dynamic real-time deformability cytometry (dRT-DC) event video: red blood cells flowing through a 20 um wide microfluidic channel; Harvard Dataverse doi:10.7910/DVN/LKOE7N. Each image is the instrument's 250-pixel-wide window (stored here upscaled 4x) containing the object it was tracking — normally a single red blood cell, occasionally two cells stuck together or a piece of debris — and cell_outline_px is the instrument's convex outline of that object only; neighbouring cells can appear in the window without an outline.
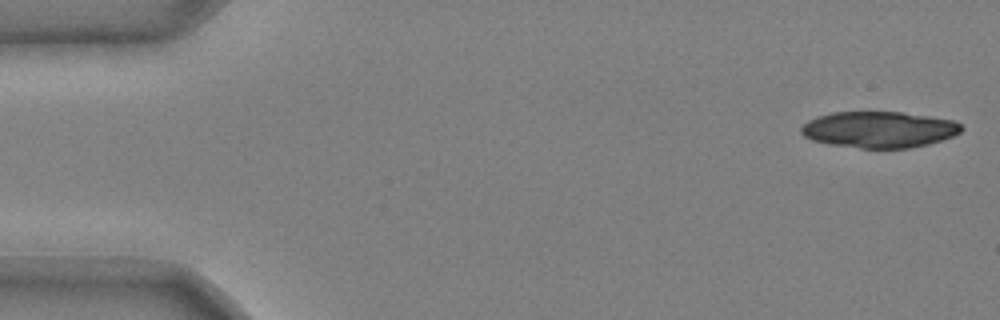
{"species": "common noctule bat (a hibernating species)", "species_latin": "Nyctalus noctula", "temperature_condition": "cold", "stored_images_in_passage": 49, "camera_frame_rate_fps": 3000, "um_per_image_px": 0.085, "animal": {"sex": "male", "body_mass_g": 20.4}, "frame": {"image": 1, "passage_image": 1, "time_ms": 0.0, "image_size_px": [1000, 320], "cell_outline_px": [[964, 128], [960, 132], [952, 136], [928, 144], [908, 148], [860, 148], [828, 144], [812, 140], [804, 136], [800, 132], [800, 128], [808, 120], [832, 112], [900, 112], [956, 120]], "centroid_in_image_um": [74.72, 11.01], "position_along_channel_um": 10.3, "area_um2": 33.81}}
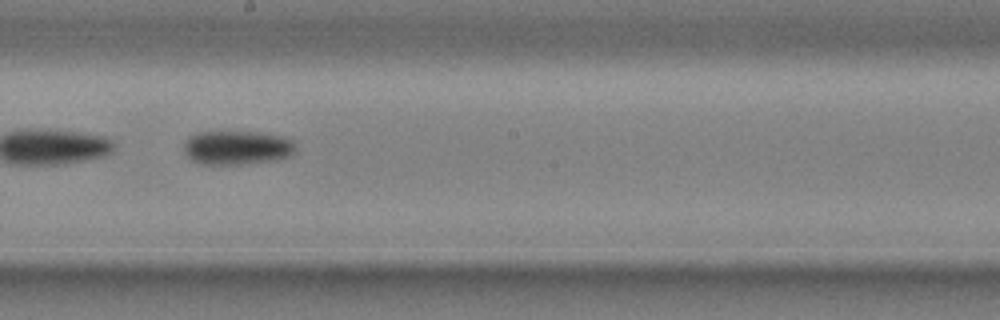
{"frame": {"image": 2, "passage_image": 29, "time_ms": 9.333, "image_size_px": [1000, 320], "cell_outline_px": [[296, 152], [288, 156], [276, 160], [244, 164], [200, 164], [192, 160], [184, 152], [184, 144], [192, 136], [200, 132], [260, 132], [284, 136], [292, 140]], "centroid_in_image_um": [20.18, 12.55], "position_along_channel_um": 228.0, "area_um2": 22.08}}
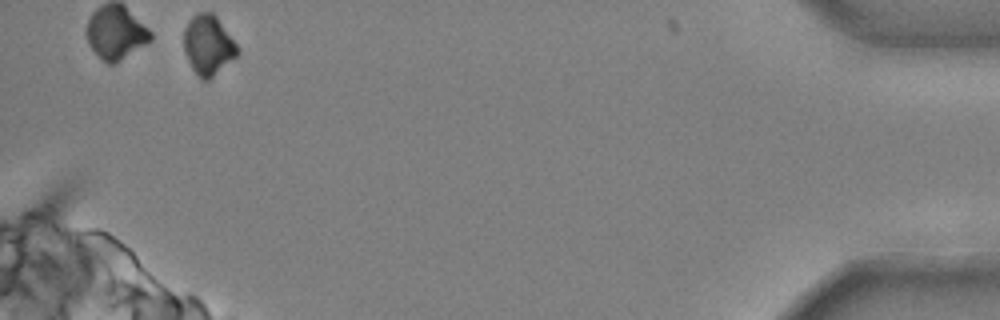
{"frame": {"image": 3, "passage_image": 49, "time_ms": 16.0, "image_size_px": [1000, 320], "cell_outline_px": [[240, 52], [236, 56], [208, 80], [204, 80], [192, 68], [184, 52], [184, 28], [188, 20], [196, 12], [212, 12], [216, 16], [236, 44]], "centroid_in_image_um": [17.67, 3.79], "position_along_channel_um": 417.5, "area_um2": 18.38}, "authors_computed_cell_mechanics": {"area_um2": 22.1952, "velocity_mm_per_s": 3.7237, "shape_relaxation_time_tau1_ms": 5.7044, "shape_relaxation_time_tau2_ms": null, "deformation_change_tau1": 0.1258, "deformation_change_tau2": null}}